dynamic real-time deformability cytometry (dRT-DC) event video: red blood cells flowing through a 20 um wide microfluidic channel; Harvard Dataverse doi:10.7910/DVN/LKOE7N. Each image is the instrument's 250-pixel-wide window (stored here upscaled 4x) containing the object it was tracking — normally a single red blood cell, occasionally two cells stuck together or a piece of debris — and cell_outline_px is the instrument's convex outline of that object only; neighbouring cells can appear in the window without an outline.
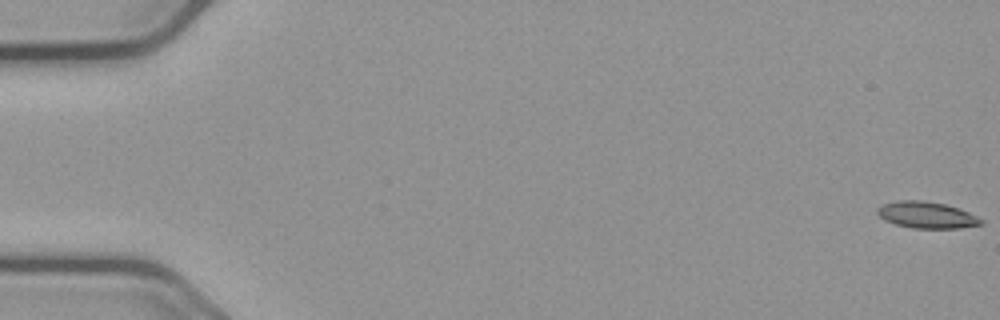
{"species": "common noctule bat (a hibernating species)", "species_latin": "Nyctalus noctula", "temperature_condition": "cold", "stored_images_in_passage": 57, "camera_frame_rate_fps": 3000, "um_per_image_px": 0.085, "animal": {"sex": "male", "body_mass_g": 23.1, "forearm_length_mm": 52.7}, "frame": {"image": 1, "passage_image": 1, "time_ms": 0.0, "image_size_px": [1000, 320], "cell_outline_px": [[984, 224], [960, 228], [912, 228], [896, 224], [884, 220], [876, 212], [876, 208], [880, 204], [900, 200], [924, 200], [944, 204], [968, 212], [984, 220]], "centroid_in_image_um": [78.74, 18.27], "position_along_channel_um": 6.3, "area_um2": 16.07}}
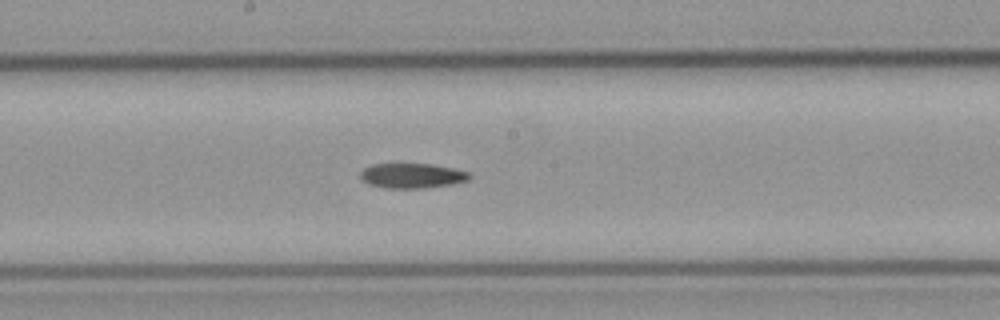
{"frame": {"image": 2, "passage_image": 31, "time_ms": 10.0, "image_size_px": [1000, 320], "cell_outline_px": [[472, 176], [468, 180], [452, 184], [424, 188], [384, 188], [368, 184], [360, 180], [360, 172], [364, 168], [372, 164], [432, 164], [452, 168], [468, 172]], "centroid_in_image_um": [34.99, 14.94], "position_along_channel_um": 213.2, "area_um2": 15.9}}
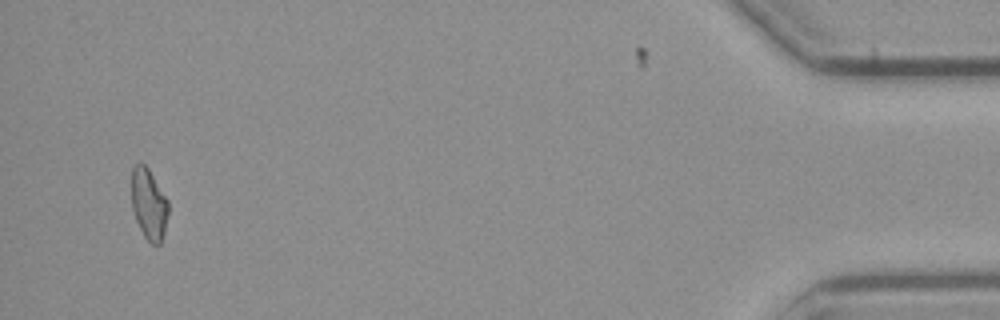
{"frame": {"image": 3, "passage_image": 55, "time_ms": 18.0, "image_size_px": [1000, 320], "cell_outline_px": [[168, 212], [164, 232], [160, 244], [152, 244], [144, 236], [136, 220], [132, 208], [132, 168], [140, 160], [148, 168], [168, 200]], "centroid_in_image_um": [12.64, 17.32], "position_along_channel_um": 422.6, "area_um2": 15.09}}